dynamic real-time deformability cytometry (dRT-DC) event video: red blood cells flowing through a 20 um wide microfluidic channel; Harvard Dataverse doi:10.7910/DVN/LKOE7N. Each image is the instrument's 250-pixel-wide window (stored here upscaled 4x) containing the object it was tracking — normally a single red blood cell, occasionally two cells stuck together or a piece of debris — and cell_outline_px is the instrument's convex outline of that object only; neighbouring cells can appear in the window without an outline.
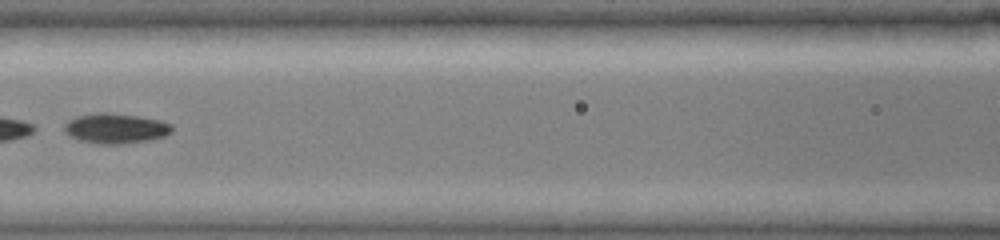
{"species": "common noctule bat (a hibernating species)", "species_latin": "Nyctalus noctula", "temperature_condition": "cold", "stored_images_in_passage": 24, "camera_frame_rate_fps": 3000, "um_per_image_px": 0.085, "animal": {"sex": "female", "body_mass_g": 19.0, "forearm_length_mm": 51.5}, "frame": {"image": 1, "passage_image": 8, "time_ms": 2.667, "image_size_px": [1000, 240], "cell_outline_px": [[172, 132], [164, 136], [152, 140], [124, 144], [96, 144], [80, 140], [64, 132], [64, 124], [68, 120], [76, 116], [96, 112], [108, 112], [140, 116], [160, 120], [172, 124]], "centroid_in_image_um": [9.84, 10.91], "position_along_channel_um": 156.8, "area_um2": 19.19}}
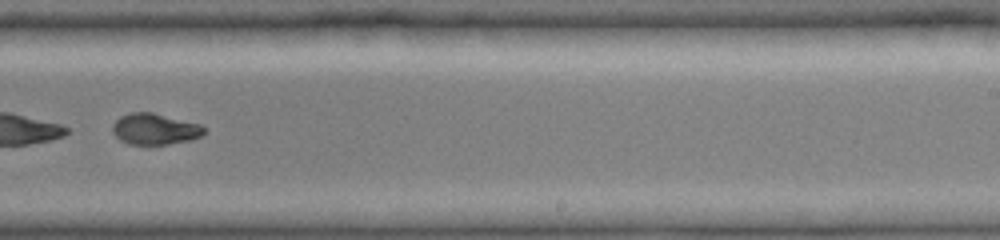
{"frame": {"image": 2, "passage_image": 17, "time_ms": 5.667, "image_size_px": [1000, 240], "cell_outline_px": [[204, 132], [200, 136], [192, 140], [168, 144], [128, 144], [120, 140], [112, 132], [112, 124], [120, 116], [128, 112], [152, 112], [200, 124], [204, 128]], "centroid_in_image_um": [13.13, 10.96], "position_along_channel_um": 275.9, "area_um2": 16.65}}
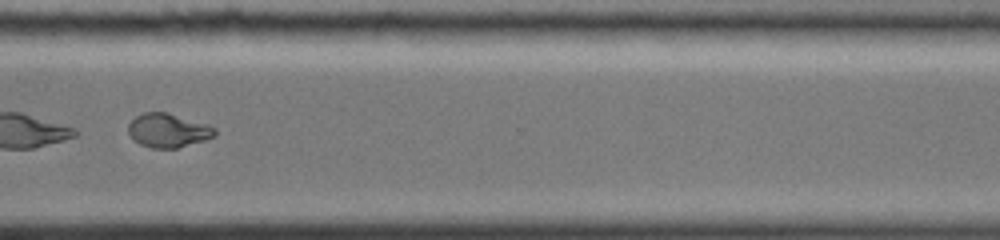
{"frame": {"image": 3, "passage_image": 21, "time_ms": 7.667, "image_size_px": [1000, 240], "cell_outline_px": [[216, 136], [204, 140], [176, 148], [152, 148], [140, 144], [132, 140], [128, 132], [128, 124], [136, 116], [144, 112], [168, 112], [208, 124], [216, 128]], "centroid_in_image_um": [14.28, 11.08], "position_along_channel_um": 356.3, "area_um2": 17.22}, "authors_computed_cell_mechanics": {"area_um2": 18.2648, "velocity_mm_per_s": 3.9812, "shape_relaxation_time_tau1_ms": 1.4418, "shape_relaxation_time_tau2_ms": 3.3433, "deformation_change_tau1": 0.3313, "deformation_change_tau2": 0.0589}}